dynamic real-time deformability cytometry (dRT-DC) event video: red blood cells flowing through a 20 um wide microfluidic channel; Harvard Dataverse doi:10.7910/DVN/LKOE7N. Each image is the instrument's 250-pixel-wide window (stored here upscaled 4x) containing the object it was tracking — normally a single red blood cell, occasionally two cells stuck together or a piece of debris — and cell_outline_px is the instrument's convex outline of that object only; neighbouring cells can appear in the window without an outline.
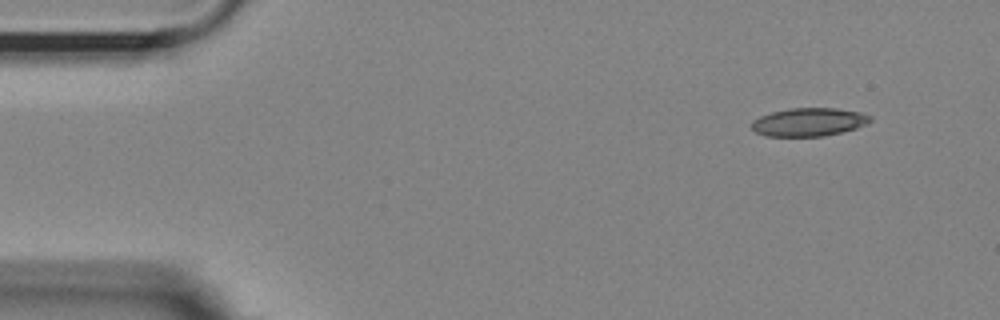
{"species": "Egyptian fruit bat (a non-hibernating species)", "species_latin": "Rousettus aegyptiacus", "temperature_condition": "room temperature", "stored_images_in_passage": 50, "camera_frame_rate_fps": 3000, "um_per_image_px": 0.085, "animal": {"sex": "female"}, "frame": {"image": 1, "passage_image": 1, "time_ms": 0.0, "image_size_px": [1000, 320], "cell_outline_px": [[872, 120], [868, 124], [856, 128], [824, 136], [764, 136], [756, 132], [752, 128], [752, 120], [760, 116], [772, 112], [788, 108], [836, 108], [860, 112], [872, 116]], "centroid_in_image_um": [68.76, 10.37], "position_along_channel_um": 16.2, "area_um2": 19.59}}
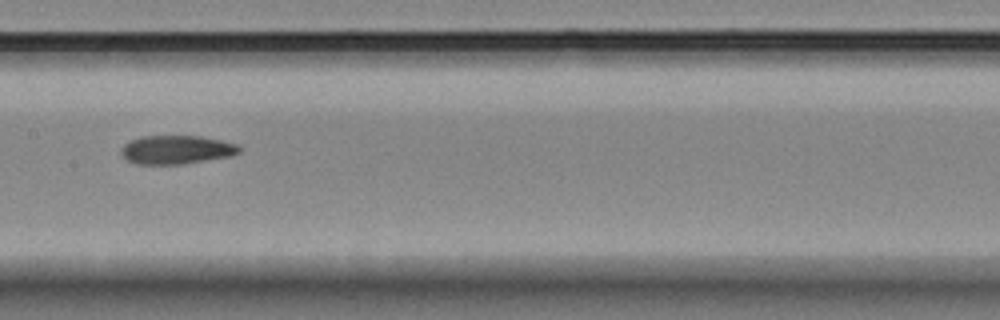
{"frame": {"image": 2, "passage_image": 23, "time_ms": 7.333, "image_size_px": [1000, 320], "cell_outline_px": [[240, 152], [228, 156], [180, 164], [136, 164], [128, 160], [120, 152], [120, 148], [124, 144], [140, 136], [200, 136], [220, 140], [236, 144], [240, 148]], "centroid_in_image_um": [14.95, 12.72], "position_along_channel_um": 192.4, "area_um2": 19.42}}
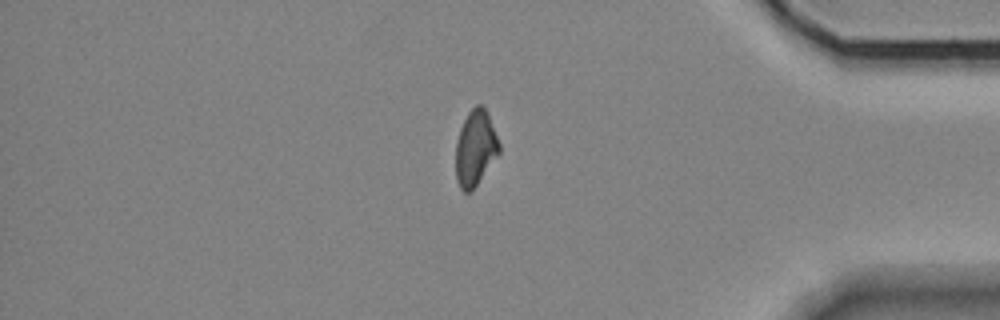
{"frame": {"image": 3, "passage_image": 42, "time_ms": 13.667, "image_size_px": [1000, 320], "cell_outline_px": [[500, 152], [476, 184], [468, 192], [464, 192], [460, 188], [456, 180], [456, 140], [460, 128], [468, 112], [476, 104], [480, 104], [488, 112], [500, 144]], "centroid_in_image_um": [40.4, 12.55], "position_along_channel_um": 394.8, "area_um2": 18.96}, "authors_computed_cell_mechanics": {"area_um2": 19.9699, "velocity_mm_per_s": 3.6465, "shape_relaxation_time_tau1_ms": null, "shape_relaxation_time_tau2_ms": 3.4016, "deformation_change_tau1": null, "deformation_change_tau2": 0.0902}}